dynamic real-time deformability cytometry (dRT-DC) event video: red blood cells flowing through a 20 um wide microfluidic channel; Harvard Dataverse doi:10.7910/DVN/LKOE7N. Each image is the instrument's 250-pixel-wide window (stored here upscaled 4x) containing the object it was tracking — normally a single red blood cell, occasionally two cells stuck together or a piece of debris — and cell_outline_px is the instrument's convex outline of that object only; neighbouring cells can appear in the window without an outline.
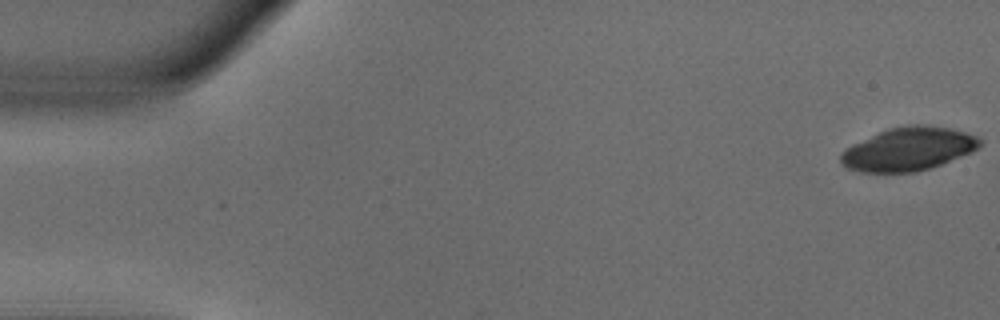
{"species": "common noctule bat (a hibernating species)", "species_latin": "Nyctalus noctula", "temperature_condition": "warm", "stored_images_in_passage": 15, "camera_frame_rate_fps": 3000, "um_per_image_px": 0.085, "animal": {"sex": "male", "body_mass_g": 18.8}, "frame": {"image": 1, "passage_image": 1, "time_ms": 0.0, "image_size_px": [1000, 320], "cell_outline_px": [[984, 140], [972, 152], [940, 164], [916, 172], [860, 172], [848, 168], [840, 164], [840, 156], [844, 148], [852, 144], [888, 128], [912, 124], [920, 124], [948, 128], [964, 132], [976, 136]], "centroid_in_image_um": [77.18, 12.67], "position_along_channel_um": 7.8, "area_um2": 34.91}}